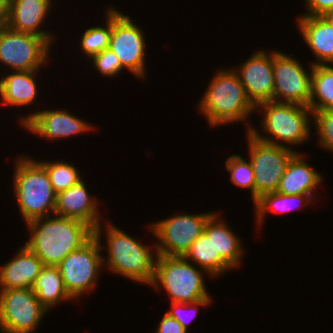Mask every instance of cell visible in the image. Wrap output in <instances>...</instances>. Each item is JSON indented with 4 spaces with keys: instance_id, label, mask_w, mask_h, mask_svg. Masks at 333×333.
Returning a JSON list of instances; mask_svg holds the SVG:
<instances>
[{
    "instance_id": "52a82bcc",
    "label": "cell",
    "mask_w": 333,
    "mask_h": 333,
    "mask_svg": "<svg viewBox=\"0 0 333 333\" xmlns=\"http://www.w3.org/2000/svg\"><path fill=\"white\" fill-rule=\"evenodd\" d=\"M101 224L94 230V236L81 248L69 253L57 266L68 294L78 297L96 288L99 272L105 267L102 250ZM104 265V266H103Z\"/></svg>"
},
{
    "instance_id": "4316f807",
    "label": "cell",
    "mask_w": 333,
    "mask_h": 333,
    "mask_svg": "<svg viewBox=\"0 0 333 333\" xmlns=\"http://www.w3.org/2000/svg\"><path fill=\"white\" fill-rule=\"evenodd\" d=\"M47 171L56 194L65 191L82 180L77 167L62 161H38Z\"/></svg>"
},
{
    "instance_id": "6da1fadb",
    "label": "cell",
    "mask_w": 333,
    "mask_h": 333,
    "mask_svg": "<svg viewBox=\"0 0 333 333\" xmlns=\"http://www.w3.org/2000/svg\"><path fill=\"white\" fill-rule=\"evenodd\" d=\"M26 224L31 235L25 245L43 265L57 266L69 253L81 248L94 236V229L88 224L57 215Z\"/></svg>"
},
{
    "instance_id": "5bb4252c",
    "label": "cell",
    "mask_w": 333,
    "mask_h": 333,
    "mask_svg": "<svg viewBox=\"0 0 333 333\" xmlns=\"http://www.w3.org/2000/svg\"><path fill=\"white\" fill-rule=\"evenodd\" d=\"M258 50L243 64L235 68L250 101L257 106L273 101V52ZM237 69V70H236Z\"/></svg>"
},
{
    "instance_id": "8992f818",
    "label": "cell",
    "mask_w": 333,
    "mask_h": 333,
    "mask_svg": "<svg viewBox=\"0 0 333 333\" xmlns=\"http://www.w3.org/2000/svg\"><path fill=\"white\" fill-rule=\"evenodd\" d=\"M183 256L158 255L151 286L164 288L171 302L189 303L211 298L206 290L204 272ZM160 285V286H159Z\"/></svg>"
},
{
    "instance_id": "d590c367",
    "label": "cell",
    "mask_w": 333,
    "mask_h": 333,
    "mask_svg": "<svg viewBox=\"0 0 333 333\" xmlns=\"http://www.w3.org/2000/svg\"><path fill=\"white\" fill-rule=\"evenodd\" d=\"M324 17L333 25V10L328 11Z\"/></svg>"
},
{
    "instance_id": "d6a6232c",
    "label": "cell",
    "mask_w": 333,
    "mask_h": 333,
    "mask_svg": "<svg viewBox=\"0 0 333 333\" xmlns=\"http://www.w3.org/2000/svg\"><path fill=\"white\" fill-rule=\"evenodd\" d=\"M305 3L308 12L302 16H324L333 10V0H305Z\"/></svg>"
},
{
    "instance_id": "2e32d148",
    "label": "cell",
    "mask_w": 333,
    "mask_h": 333,
    "mask_svg": "<svg viewBox=\"0 0 333 333\" xmlns=\"http://www.w3.org/2000/svg\"><path fill=\"white\" fill-rule=\"evenodd\" d=\"M89 195L85 182L80 180L76 185L56 194L54 215L82 221L94 230L101 223L97 200Z\"/></svg>"
},
{
    "instance_id": "8fae6325",
    "label": "cell",
    "mask_w": 333,
    "mask_h": 333,
    "mask_svg": "<svg viewBox=\"0 0 333 333\" xmlns=\"http://www.w3.org/2000/svg\"><path fill=\"white\" fill-rule=\"evenodd\" d=\"M111 9V37L109 49L112 50L121 62L124 69L136 77L144 79L146 76L145 63V33L140 26L123 15L120 10L109 6Z\"/></svg>"
},
{
    "instance_id": "9c48e42d",
    "label": "cell",
    "mask_w": 333,
    "mask_h": 333,
    "mask_svg": "<svg viewBox=\"0 0 333 333\" xmlns=\"http://www.w3.org/2000/svg\"><path fill=\"white\" fill-rule=\"evenodd\" d=\"M215 212L173 215L149 227L158 242L154 247L158 255L184 256L192 243L203 233L208 219Z\"/></svg>"
},
{
    "instance_id": "277c9868",
    "label": "cell",
    "mask_w": 333,
    "mask_h": 333,
    "mask_svg": "<svg viewBox=\"0 0 333 333\" xmlns=\"http://www.w3.org/2000/svg\"><path fill=\"white\" fill-rule=\"evenodd\" d=\"M106 224L107 245L104 249H108V260L105 264L107 268L132 281L151 285L158 257L156 249H149L148 245L144 246L143 243H139L140 241L126 234L119 227L109 222Z\"/></svg>"
},
{
    "instance_id": "4dcf8cb0",
    "label": "cell",
    "mask_w": 333,
    "mask_h": 333,
    "mask_svg": "<svg viewBox=\"0 0 333 333\" xmlns=\"http://www.w3.org/2000/svg\"><path fill=\"white\" fill-rule=\"evenodd\" d=\"M91 59L93 66L103 76H116L122 69L124 70L116 54L109 48L97 53Z\"/></svg>"
},
{
    "instance_id": "d6986e66",
    "label": "cell",
    "mask_w": 333,
    "mask_h": 333,
    "mask_svg": "<svg viewBox=\"0 0 333 333\" xmlns=\"http://www.w3.org/2000/svg\"><path fill=\"white\" fill-rule=\"evenodd\" d=\"M298 29L313 52V65H333V25L324 16H299Z\"/></svg>"
},
{
    "instance_id": "30bf717a",
    "label": "cell",
    "mask_w": 333,
    "mask_h": 333,
    "mask_svg": "<svg viewBox=\"0 0 333 333\" xmlns=\"http://www.w3.org/2000/svg\"><path fill=\"white\" fill-rule=\"evenodd\" d=\"M51 45L41 36L0 25V61L14 71L40 70L47 61Z\"/></svg>"
},
{
    "instance_id": "5b68a950",
    "label": "cell",
    "mask_w": 333,
    "mask_h": 333,
    "mask_svg": "<svg viewBox=\"0 0 333 333\" xmlns=\"http://www.w3.org/2000/svg\"><path fill=\"white\" fill-rule=\"evenodd\" d=\"M257 108L261 109L262 114L264 113L261 126L263 127L262 130L270 134V138L262 136L251 126L247 127V131H250L260 141L288 147L289 144H303L310 138L311 126L309 122L311 119L309 118H312V111L309 107L268 101L258 104ZM277 139L281 142H278ZM282 142L288 145H284Z\"/></svg>"
},
{
    "instance_id": "d4e9b609",
    "label": "cell",
    "mask_w": 333,
    "mask_h": 333,
    "mask_svg": "<svg viewBox=\"0 0 333 333\" xmlns=\"http://www.w3.org/2000/svg\"><path fill=\"white\" fill-rule=\"evenodd\" d=\"M312 199H315L314 194L286 195L278 193L277 191L264 193L253 203L255 205V212L257 217L255 220H257V225L261 226V223L263 224L264 215H266L267 212L269 213V211L276 214H283L293 210L296 207L301 208V206H306L304 203H312Z\"/></svg>"
},
{
    "instance_id": "ffe728a7",
    "label": "cell",
    "mask_w": 333,
    "mask_h": 333,
    "mask_svg": "<svg viewBox=\"0 0 333 333\" xmlns=\"http://www.w3.org/2000/svg\"><path fill=\"white\" fill-rule=\"evenodd\" d=\"M305 155L296 153L289 161L277 192L286 195L315 194L324 179L308 162Z\"/></svg>"
},
{
    "instance_id": "7a4b0ae2",
    "label": "cell",
    "mask_w": 333,
    "mask_h": 333,
    "mask_svg": "<svg viewBox=\"0 0 333 333\" xmlns=\"http://www.w3.org/2000/svg\"><path fill=\"white\" fill-rule=\"evenodd\" d=\"M200 100V113L214 127L239 120L245 122L252 112L260 111L248 98L234 68L218 70Z\"/></svg>"
},
{
    "instance_id": "484cf974",
    "label": "cell",
    "mask_w": 333,
    "mask_h": 333,
    "mask_svg": "<svg viewBox=\"0 0 333 333\" xmlns=\"http://www.w3.org/2000/svg\"><path fill=\"white\" fill-rule=\"evenodd\" d=\"M311 111L333 110V67L313 65L311 79Z\"/></svg>"
},
{
    "instance_id": "9a60e30c",
    "label": "cell",
    "mask_w": 333,
    "mask_h": 333,
    "mask_svg": "<svg viewBox=\"0 0 333 333\" xmlns=\"http://www.w3.org/2000/svg\"><path fill=\"white\" fill-rule=\"evenodd\" d=\"M20 123L24 128L36 135L55 140L72 137L80 133L93 130L90 125L81 118L63 110H41L22 117ZM92 128V129H91Z\"/></svg>"
},
{
    "instance_id": "4fadbf2b",
    "label": "cell",
    "mask_w": 333,
    "mask_h": 333,
    "mask_svg": "<svg viewBox=\"0 0 333 333\" xmlns=\"http://www.w3.org/2000/svg\"><path fill=\"white\" fill-rule=\"evenodd\" d=\"M303 67L294 57L273 51L274 102L309 106L313 64L309 73Z\"/></svg>"
},
{
    "instance_id": "e575fe53",
    "label": "cell",
    "mask_w": 333,
    "mask_h": 333,
    "mask_svg": "<svg viewBox=\"0 0 333 333\" xmlns=\"http://www.w3.org/2000/svg\"><path fill=\"white\" fill-rule=\"evenodd\" d=\"M10 8V0H0V25L5 24Z\"/></svg>"
},
{
    "instance_id": "ac0fdd59",
    "label": "cell",
    "mask_w": 333,
    "mask_h": 333,
    "mask_svg": "<svg viewBox=\"0 0 333 333\" xmlns=\"http://www.w3.org/2000/svg\"><path fill=\"white\" fill-rule=\"evenodd\" d=\"M0 268V290L32 288L42 267L40 258L26 245Z\"/></svg>"
},
{
    "instance_id": "f546056e",
    "label": "cell",
    "mask_w": 333,
    "mask_h": 333,
    "mask_svg": "<svg viewBox=\"0 0 333 333\" xmlns=\"http://www.w3.org/2000/svg\"><path fill=\"white\" fill-rule=\"evenodd\" d=\"M312 117L318 135V145L333 152V110L313 111Z\"/></svg>"
},
{
    "instance_id": "7c38bea8",
    "label": "cell",
    "mask_w": 333,
    "mask_h": 333,
    "mask_svg": "<svg viewBox=\"0 0 333 333\" xmlns=\"http://www.w3.org/2000/svg\"><path fill=\"white\" fill-rule=\"evenodd\" d=\"M45 313L32 288L0 290V332L32 333Z\"/></svg>"
},
{
    "instance_id": "836d02e7",
    "label": "cell",
    "mask_w": 333,
    "mask_h": 333,
    "mask_svg": "<svg viewBox=\"0 0 333 333\" xmlns=\"http://www.w3.org/2000/svg\"><path fill=\"white\" fill-rule=\"evenodd\" d=\"M186 330L175 318L168 313L162 317L155 333H187Z\"/></svg>"
},
{
    "instance_id": "e0dca14e",
    "label": "cell",
    "mask_w": 333,
    "mask_h": 333,
    "mask_svg": "<svg viewBox=\"0 0 333 333\" xmlns=\"http://www.w3.org/2000/svg\"><path fill=\"white\" fill-rule=\"evenodd\" d=\"M51 5L52 0H10L5 24L13 30L41 36L51 44L54 36L47 30H41Z\"/></svg>"
},
{
    "instance_id": "ba28073f",
    "label": "cell",
    "mask_w": 333,
    "mask_h": 333,
    "mask_svg": "<svg viewBox=\"0 0 333 333\" xmlns=\"http://www.w3.org/2000/svg\"><path fill=\"white\" fill-rule=\"evenodd\" d=\"M248 156L255 175V201L264 193L276 192L291 158L297 153L287 146L269 144L247 131Z\"/></svg>"
},
{
    "instance_id": "f1b7e54d",
    "label": "cell",
    "mask_w": 333,
    "mask_h": 333,
    "mask_svg": "<svg viewBox=\"0 0 333 333\" xmlns=\"http://www.w3.org/2000/svg\"><path fill=\"white\" fill-rule=\"evenodd\" d=\"M226 169L231 173V182L236 186L251 191L253 203L255 202V175L251 162H248L238 154L227 158Z\"/></svg>"
},
{
    "instance_id": "7402d4cb",
    "label": "cell",
    "mask_w": 333,
    "mask_h": 333,
    "mask_svg": "<svg viewBox=\"0 0 333 333\" xmlns=\"http://www.w3.org/2000/svg\"><path fill=\"white\" fill-rule=\"evenodd\" d=\"M183 257L194 262L200 269L206 271V275H212L211 277L221 276L230 269L232 271L220 255L215 254L212 243V216L206 222L203 233L192 243Z\"/></svg>"
},
{
    "instance_id": "83f0119b",
    "label": "cell",
    "mask_w": 333,
    "mask_h": 333,
    "mask_svg": "<svg viewBox=\"0 0 333 333\" xmlns=\"http://www.w3.org/2000/svg\"><path fill=\"white\" fill-rule=\"evenodd\" d=\"M106 27L96 26L86 29L81 39L82 52L90 59L97 53L109 48L111 37V9L107 8Z\"/></svg>"
},
{
    "instance_id": "3957f363",
    "label": "cell",
    "mask_w": 333,
    "mask_h": 333,
    "mask_svg": "<svg viewBox=\"0 0 333 333\" xmlns=\"http://www.w3.org/2000/svg\"><path fill=\"white\" fill-rule=\"evenodd\" d=\"M15 167L14 195L25 223L50 216V213L54 215L56 193L46 169L26 155L18 157Z\"/></svg>"
},
{
    "instance_id": "44dd1931",
    "label": "cell",
    "mask_w": 333,
    "mask_h": 333,
    "mask_svg": "<svg viewBox=\"0 0 333 333\" xmlns=\"http://www.w3.org/2000/svg\"><path fill=\"white\" fill-rule=\"evenodd\" d=\"M14 71L0 79V104L6 106H26L37 98L36 72Z\"/></svg>"
},
{
    "instance_id": "1f68e13d",
    "label": "cell",
    "mask_w": 333,
    "mask_h": 333,
    "mask_svg": "<svg viewBox=\"0 0 333 333\" xmlns=\"http://www.w3.org/2000/svg\"><path fill=\"white\" fill-rule=\"evenodd\" d=\"M211 298H205L202 300H198L195 302H189V303H181V302H171L172 309L167 310L166 313H168L171 317L175 318L186 330L188 329V323H190L188 317H185L186 311L188 310V313L192 311V315L189 316V318H192V316H196L198 314L197 307H205L209 306L211 303ZM186 309V311L184 310ZM183 310L185 312H183ZM193 319V318H192ZM189 321V322H188Z\"/></svg>"
},
{
    "instance_id": "cb8c5ba5",
    "label": "cell",
    "mask_w": 333,
    "mask_h": 333,
    "mask_svg": "<svg viewBox=\"0 0 333 333\" xmlns=\"http://www.w3.org/2000/svg\"><path fill=\"white\" fill-rule=\"evenodd\" d=\"M219 212L212 215V243L215 254L220 257L233 269L238 268L244 254L241 241L233 230L229 229L222 219H219Z\"/></svg>"
},
{
    "instance_id": "603a6c76",
    "label": "cell",
    "mask_w": 333,
    "mask_h": 333,
    "mask_svg": "<svg viewBox=\"0 0 333 333\" xmlns=\"http://www.w3.org/2000/svg\"><path fill=\"white\" fill-rule=\"evenodd\" d=\"M32 290L39 302L49 311L62 301L72 300L68 294L58 266L44 265Z\"/></svg>"
}]
</instances>
